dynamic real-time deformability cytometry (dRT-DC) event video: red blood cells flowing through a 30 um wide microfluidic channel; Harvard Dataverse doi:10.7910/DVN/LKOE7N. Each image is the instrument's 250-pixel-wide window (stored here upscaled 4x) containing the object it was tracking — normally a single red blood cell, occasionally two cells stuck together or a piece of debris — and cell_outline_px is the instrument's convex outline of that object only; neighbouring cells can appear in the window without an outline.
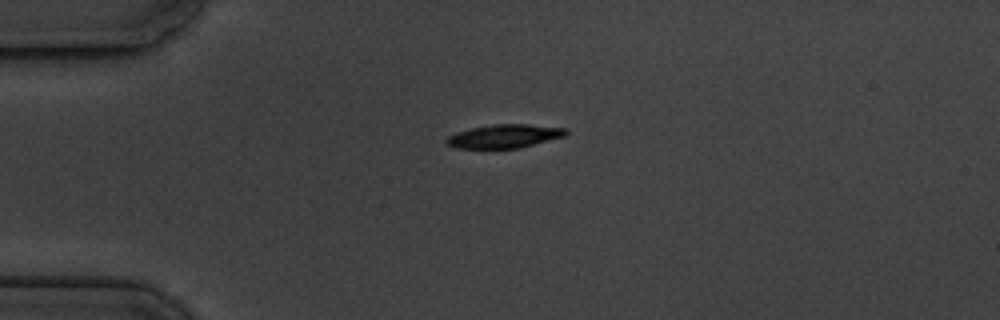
{"species": "common noctule bat (a hibernating species)", "species_latin": "Nyctalus noctula", "temperature_condition": "cold", "stored_images_in_passage": 3, "camera_frame_rate_fps": 3000, "um_per_image_px": 0.085, "animal": {"sex": "male", "body_mass_g": 19.5, "forearm_length_mm": 54.6}, "frame": {"image": 1, "passage_image": 1, "time_ms": 0.0, "image_size_px": [1000, 320], "cell_outline_px": [[568, 132], [564, 136], [520, 148], [456, 148], [444, 144], [444, 140], [448, 136], [456, 132], [472, 128], [496, 124], [528, 124], [568, 128]], "centroid_in_image_um": [42.85, 11.58], "position_along_channel_um": 42.1, "area_um2": 16.42}}